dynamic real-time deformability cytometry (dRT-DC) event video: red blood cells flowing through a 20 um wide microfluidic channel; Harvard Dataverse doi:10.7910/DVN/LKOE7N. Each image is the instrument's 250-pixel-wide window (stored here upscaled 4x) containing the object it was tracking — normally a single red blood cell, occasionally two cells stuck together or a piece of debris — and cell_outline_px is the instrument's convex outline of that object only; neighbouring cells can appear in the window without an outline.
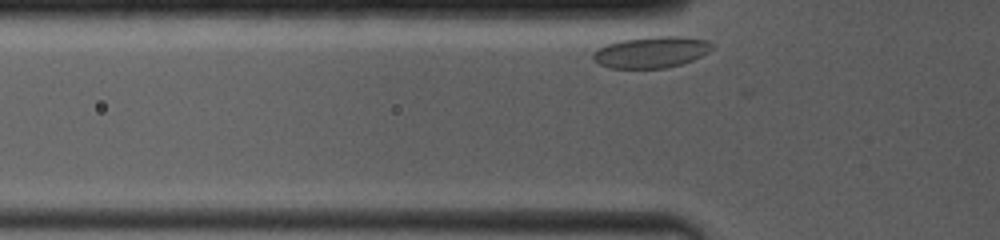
{"species": "common noctule bat (a hibernating species)", "species_latin": "Nyctalus noctula", "temperature_condition": "room temperature", "stored_images_in_passage": 17, "camera_frame_rate_fps": 4000, "um_per_image_px": 0.085, "animal": {"sex": "female", "body_mass_g": 19.0, "forearm_length_mm": 53.3}, "frame": {"image": 1, "passage_image": 2, "time_ms": 0.25, "image_size_px": [1000, 240], "cell_outline_px": [[712, 48], [708, 52], [692, 60], [680, 64], [664, 68], [608, 68], [592, 60], [592, 52], [608, 44], [620, 40], [648, 36], [684, 36], [704, 40], [712, 44]], "centroid_in_image_um": [55.32, 4.43], "position_along_channel_um": 70.5, "area_um2": 21.68}}
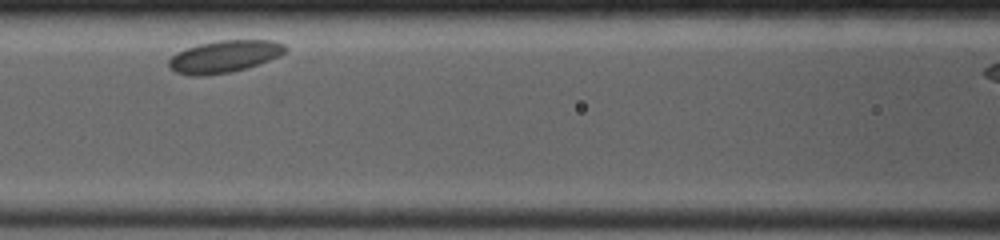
{"frame": {"image": 2, "passage_image": 9, "time_ms": 2.5, "image_size_px": [1000, 240], "cell_outline_px": [[288, 52], [280, 56], [232, 72], [200, 76], [192, 76], [176, 72], [168, 68], [168, 60], [176, 52], [184, 48], [196, 44], [216, 40], [272, 40], [284, 44], [288, 48]], "centroid_in_image_um": [19.04, 4.79], "position_along_channel_um": 147.6, "area_um2": 22.08}}
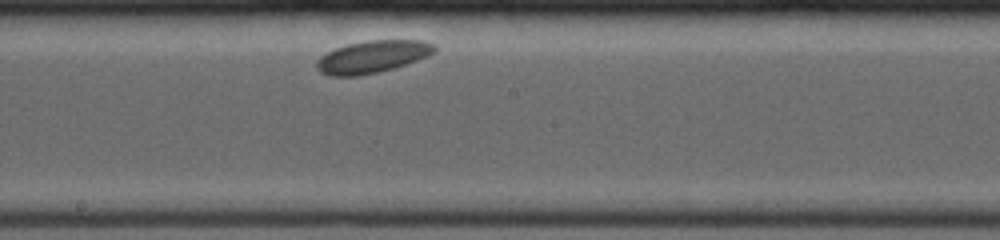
{"frame": {"image": 3, "passage_image": 16, "time_ms": 4.5, "image_size_px": [1000, 240], "cell_outline_px": [[436, 52], [428, 56], [392, 68], [376, 72], [356, 76], [332, 76], [320, 72], [316, 68], [316, 60], [320, 56], [336, 48], [348, 44], [368, 40], [424, 40], [436, 44]], "centroid_in_image_um": [31.66, 4.81], "position_along_channel_um": 216.5, "area_um2": 22.08}}